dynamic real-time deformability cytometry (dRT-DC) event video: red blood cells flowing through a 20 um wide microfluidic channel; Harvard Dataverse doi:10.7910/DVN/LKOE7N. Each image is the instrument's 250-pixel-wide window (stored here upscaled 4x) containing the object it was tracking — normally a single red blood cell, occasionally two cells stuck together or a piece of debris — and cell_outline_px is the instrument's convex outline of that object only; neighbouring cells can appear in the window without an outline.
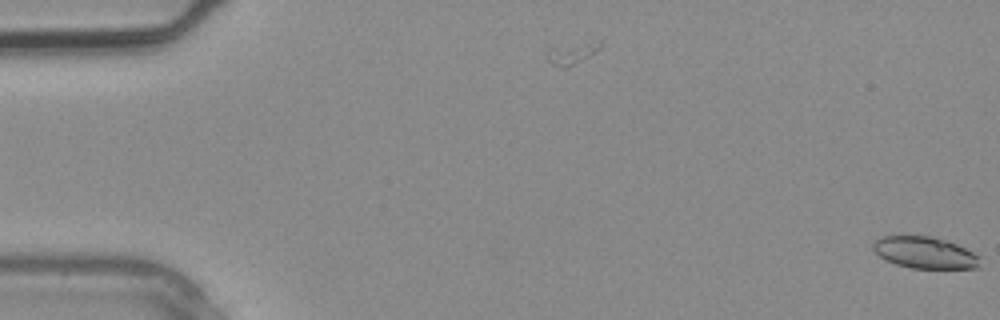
{"species": "common noctule bat (a hibernating species)", "species_latin": "Nyctalus noctula", "temperature_condition": "warm", "stored_images_in_passage": 4, "camera_frame_rate_fps": 3000, "um_per_image_px": 0.085, "animal": {"sex": "male", "body_mass_g": 20.4}, "frame": {"image": 1, "passage_image": 1, "time_ms": 0.0, "image_size_px": [1000, 320], "cell_outline_px": [[980, 268], [912, 268], [896, 264], [884, 260], [872, 248], [872, 240], [880, 236], [904, 232], [932, 236], [956, 244], [980, 256]], "centroid_in_image_um": [78.52, 21.41], "position_along_channel_um": 6.5, "area_um2": 20.52}}